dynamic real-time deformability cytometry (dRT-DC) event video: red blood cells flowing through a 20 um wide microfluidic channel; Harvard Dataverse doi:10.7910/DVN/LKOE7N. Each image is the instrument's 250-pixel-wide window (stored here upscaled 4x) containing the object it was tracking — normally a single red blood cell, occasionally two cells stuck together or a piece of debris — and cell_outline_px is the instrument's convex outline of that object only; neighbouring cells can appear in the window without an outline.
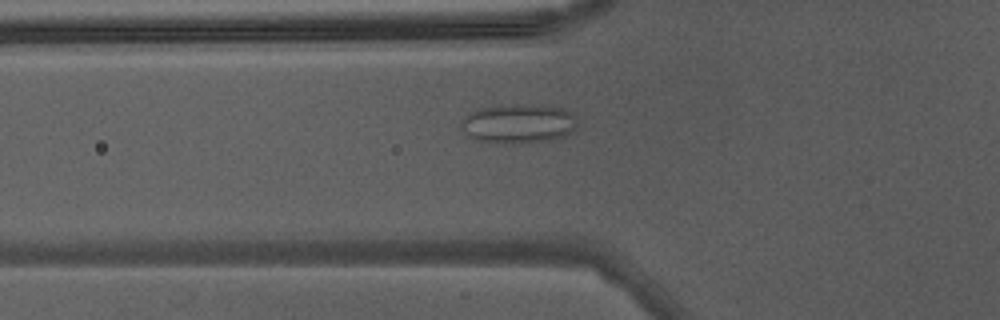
{"species": "Egyptian fruit bat (a non-hibernating species)", "species_latin": "Rousettus aegyptiacus", "temperature_condition": "warm", "stored_images_in_passage": 36, "camera_frame_rate_fps": 3000, "um_per_image_px": 0.085, "animal": {"sex": "male"}, "frame": {"image": 1, "passage_image": 7, "time_ms": 2.0, "image_size_px": [1000, 320], "cell_outline_px": [[580, 128], [564, 136], [548, 140], [480, 140], [468, 136], [464, 132], [460, 124], [472, 112], [480, 108], [496, 104], [532, 104], [564, 108], [572, 112], [576, 116]], "centroid_in_image_um": [44.17, 10.43], "position_along_channel_um": 81.6, "area_um2": 25.95}}
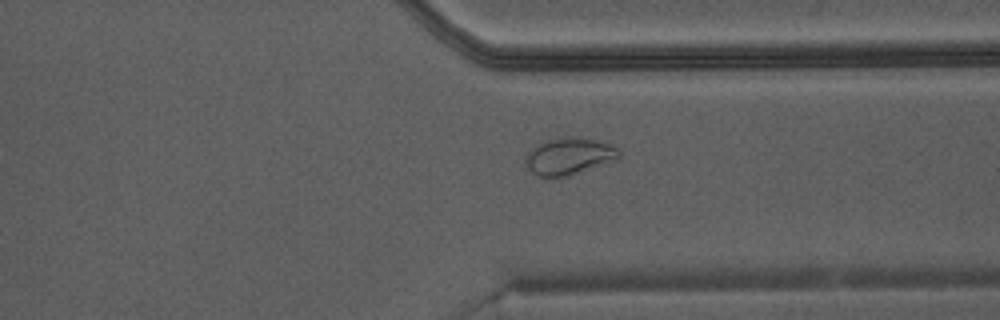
{"frame": {"image": 2, "passage_image": 26, "time_ms": 8.333, "image_size_px": [1000, 320], "cell_outline_px": [[620, 156], [616, 160], [564, 176], [540, 176], [532, 172], [528, 168], [524, 160], [528, 152], [532, 148], [548, 140], [576, 136], [600, 140], [616, 148], [620, 152]], "centroid_in_image_um": [48.38, 13.26], "position_along_channel_um": 363.0, "area_um2": 19.59}}
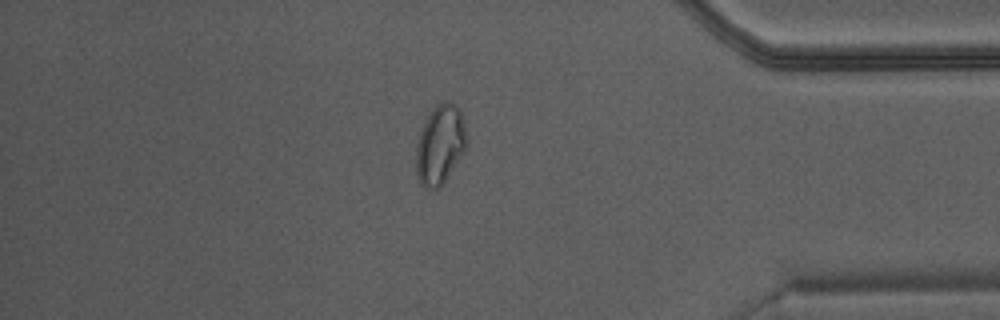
{"frame": {"image": 3, "passage_image": 30, "time_ms": 9.667, "image_size_px": [1000, 320], "cell_outline_px": [[468, 144], [464, 152], [444, 184], [440, 188], [428, 188], [420, 184], [416, 172], [416, 144], [420, 128], [424, 120], [432, 108], [436, 104], [444, 100], [448, 100], [460, 108]], "centroid_in_image_um": [37.4, 12.28], "position_along_channel_um": 397.8, "area_um2": 23.87}}